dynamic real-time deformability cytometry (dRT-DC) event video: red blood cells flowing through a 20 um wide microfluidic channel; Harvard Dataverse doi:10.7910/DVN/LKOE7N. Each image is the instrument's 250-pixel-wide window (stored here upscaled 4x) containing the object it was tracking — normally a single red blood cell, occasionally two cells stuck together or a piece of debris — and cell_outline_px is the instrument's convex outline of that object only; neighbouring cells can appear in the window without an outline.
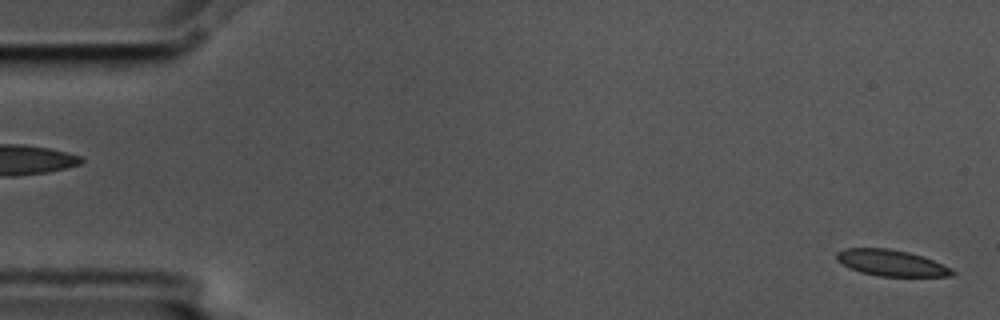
{"species": "common noctule bat (a hibernating species)", "species_latin": "Nyctalus noctula", "temperature_condition": "cold", "stored_images_in_passage": 5, "segment_of_instrument_passage": [2, 2], "camera_frame_rate_fps": 3000, "um_per_image_px": 0.085, "animal": {"sex": "male", "body_mass_g": 17.5, "forearm_length_mm": 52.3}, "frame": {"image": 1, "passage_image": 5, "time_ms": 1.333, "image_size_px": [1000, 320], "cell_outline_px": [[956, 272], [952, 276], [880, 276], [860, 272], [848, 268], [836, 260], [836, 252], [844, 248], [888, 248], [908, 252], [932, 260], [952, 268]], "centroid_in_image_um": [75.72, 22.35], "position_along_channel_um": 9.3, "area_um2": 17.63}}